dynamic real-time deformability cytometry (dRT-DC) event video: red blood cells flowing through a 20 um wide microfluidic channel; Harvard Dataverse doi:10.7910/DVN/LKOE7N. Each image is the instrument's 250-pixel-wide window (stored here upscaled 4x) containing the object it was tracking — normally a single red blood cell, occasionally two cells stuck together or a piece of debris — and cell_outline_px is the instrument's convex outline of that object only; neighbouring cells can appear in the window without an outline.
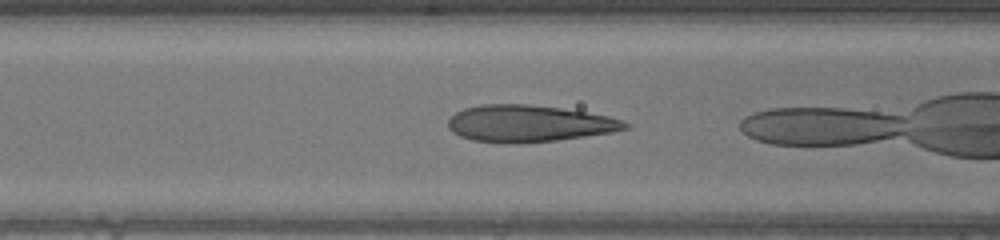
{"species": "human", "species_latin": "Homo sapiens", "temperature_condition": "warm", "stored_images_in_passage": 28, "camera_frame_rate_fps": 3000, "um_per_image_px": 0.085, "donor": {"sex": "male"}, "frame": {"image": 1, "passage_image": 14, "time_ms": 4.333, "image_size_px": [1000, 240], "cell_outline_px": [[632, 128], [612, 132], [556, 140], [516, 144], [472, 140], [460, 136], [452, 132], [448, 128], [448, 120], [456, 112], [464, 108], [480, 104], [528, 104], [560, 108], [608, 116], [624, 120], [632, 124]], "centroid_in_image_um": [44.97, 10.5], "position_along_channel_um": 121.6, "area_um2": 38.03}}